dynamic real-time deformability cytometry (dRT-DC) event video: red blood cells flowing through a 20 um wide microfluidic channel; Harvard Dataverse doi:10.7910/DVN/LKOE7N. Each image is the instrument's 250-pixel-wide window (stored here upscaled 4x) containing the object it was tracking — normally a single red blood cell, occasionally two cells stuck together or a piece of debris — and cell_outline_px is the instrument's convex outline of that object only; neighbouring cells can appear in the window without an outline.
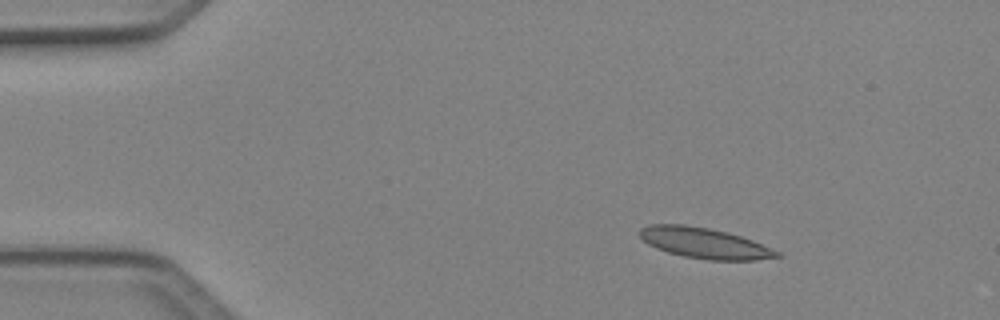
{"species": "Egyptian fruit bat (a non-hibernating species)", "species_latin": "Rousettus aegyptiacus", "temperature_condition": "cold", "stored_images_in_passage": 5, "camera_frame_rate_fps": 3000, "um_per_image_px": 0.085, "animal": {"sex": "female"}, "frame": {"image": 1, "passage_image": 3, "time_ms": 0.667, "image_size_px": [1000, 320], "cell_outline_px": [[784, 256], [756, 260], [708, 260], [684, 256], [668, 252], [656, 248], [648, 244], [640, 236], [640, 228], [648, 224], [684, 224], [708, 228], [728, 232], [752, 240], [780, 252]], "centroid_in_image_um": [59.88, 20.66], "position_along_channel_um": 25.1, "area_um2": 24.45}}
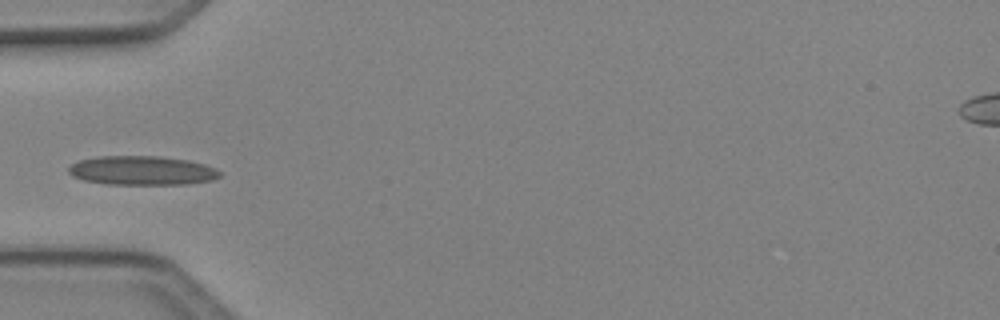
{"frame": {"image": 2, "passage_image": 5, "time_ms": 1.333, "image_size_px": [1000, 320], "cell_outline_px": [[220, 176], [212, 180], [184, 184], [108, 184], [84, 180], [72, 176], [68, 172], [68, 168], [72, 164], [80, 160], [96, 156], [160, 156], [188, 160], [204, 164], [220, 172]], "centroid_in_image_um": [12.03, 14.49], "position_along_channel_um": 73.0, "area_um2": 25.49}}